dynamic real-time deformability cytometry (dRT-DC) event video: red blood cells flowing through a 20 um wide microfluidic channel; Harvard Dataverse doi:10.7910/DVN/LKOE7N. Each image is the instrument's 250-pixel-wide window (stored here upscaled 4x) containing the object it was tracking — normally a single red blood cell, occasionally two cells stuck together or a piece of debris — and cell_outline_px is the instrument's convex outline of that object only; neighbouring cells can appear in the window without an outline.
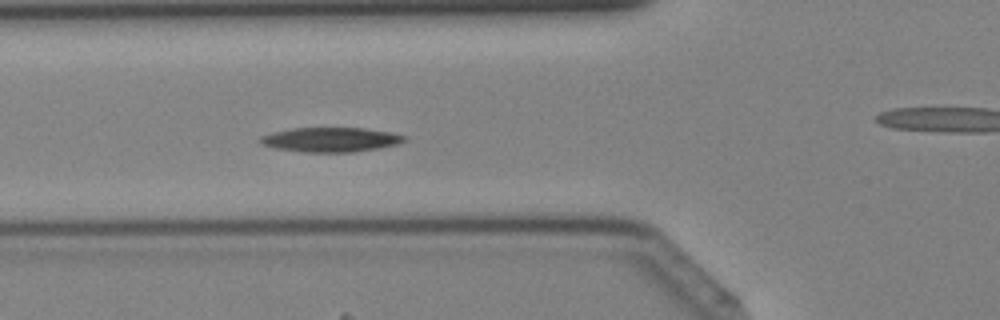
{"species": "Egyptian fruit bat (a non-hibernating species)", "species_latin": "Rousettus aegyptiacus", "temperature_condition": "cold", "stored_images_in_passage": 42, "camera_frame_rate_fps": 3000, "um_per_image_px": 0.085, "animal": {"sex": "female"}, "frame": {"image": 1, "passage_image": 14, "time_ms": 4.333, "image_size_px": [1000, 320], "cell_outline_px": [[408, 140], [400, 144], [380, 148], [352, 152], [304, 152], [276, 148], [260, 144], [256, 140], [260, 136], [292, 128], [364, 128], [392, 132], [408, 136]], "centroid_in_image_um": [28.16, 11.87], "position_along_channel_um": 97.6, "area_um2": 20.81}}
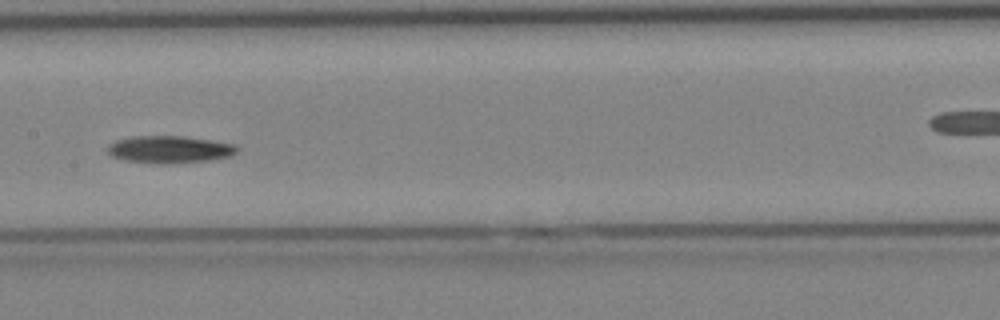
{"frame": {"image": 2, "passage_image": 20, "time_ms": 6.333, "image_size_px": [1000, 320], "cell_outline_px": [[240, 148], [232, 156], [212, 160], [168, 164], [156, 164], [124, 160], [112, 156], [108, 152], [108, 144], [116, 140], [132, 136], [184, 136], [212, 140], [236, 144]], "centroid_in_image_um": [14.45, 12.7], "position_along_channel_um": 193.0, "area_um2": 20.92}}
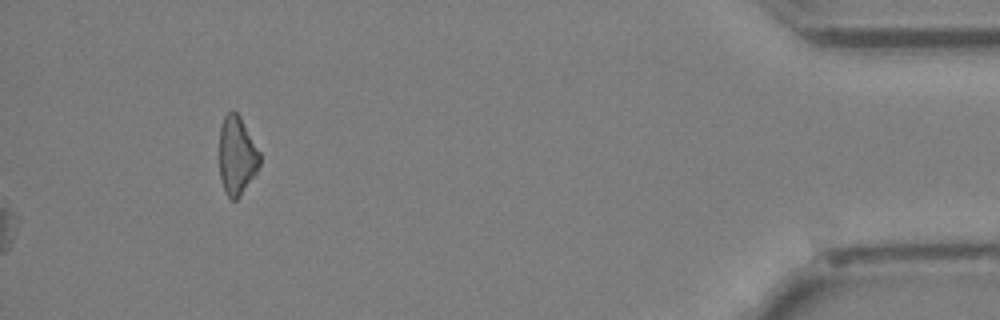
{"frame": {"image": 3, "passage_image": 42, "time_ms": 13.667, "image_size_px": [1000, 320], "cell_outline_px": [[260, 164], [256, 172], [240, 196], [236, 200], [232, 200], [224, 192], [220, 176], [220, 128], [224, 116], [232, 108], [240, 116], [260, 152]], "centroid_in_image_um": [20.13, 13.21], "position_along_channel_um": 415.1, "area_um2": 18.44}}